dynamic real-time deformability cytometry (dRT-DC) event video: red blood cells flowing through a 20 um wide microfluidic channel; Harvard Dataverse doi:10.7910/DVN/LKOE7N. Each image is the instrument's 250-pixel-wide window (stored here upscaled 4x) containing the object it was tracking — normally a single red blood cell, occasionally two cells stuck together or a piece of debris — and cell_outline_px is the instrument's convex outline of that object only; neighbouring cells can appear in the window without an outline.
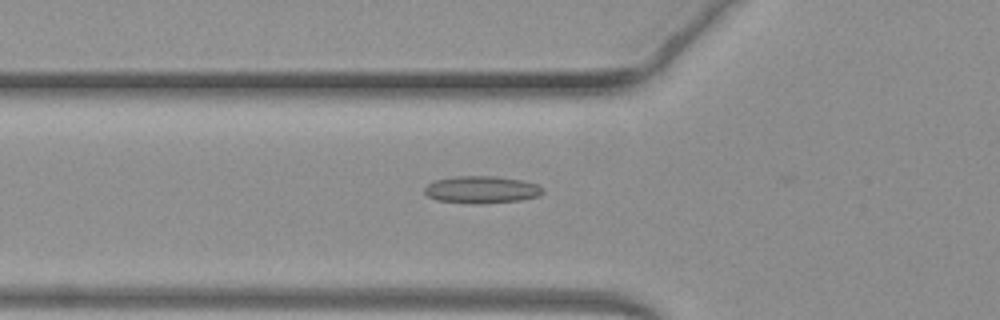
{"species": "common noctule bat (a hibernating species)", "species_latin": "Nyctalus noctula", "temperature_condition": "warm", "stored_images_in_passage": 41, "camera_frame_rate_fps": 3000, "um_per_image_px": 0.085, "animal": {"sex": "female", "body_mass_g": 19.3, "forearm_length_mm": 54.1}, "frame": {"image": 1, "passage_image": 9, "time_ms": 2.667, "image_size_px": [1000, 320], "cell_outline_px": [[544, 192], [540, 196], [520, 200], [480, 204], [476, 204], [436, 200], [428, 196], [424, 192], [424, 188], [428, 184], [436, 180], [456, 176], [496, 176], [524, 180], [536, 184], [544, 188]], "centroid_in_image_um": [40.97, 16.12], "position_along_channel_um": 84.8, "area_um2": 18.9}}
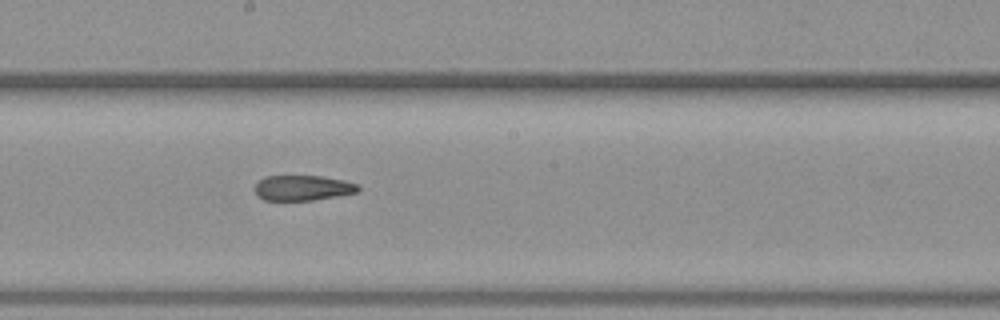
{"frame": {"image": 2, "passage_image": 19, "time_ms": 6.0, "image_size_px": [1000, 320], "cell_outline_px": [[360, 192], [312, 200], [264, 200], [256, 196], [256, 184], [264, 176], [320, 176], [344, 180], [356, 184], [360, 188]], "centroid_in_image_um": [25.74, 15.97], "position_along_channel_um": 222.5, "area_um2": 15.14}}
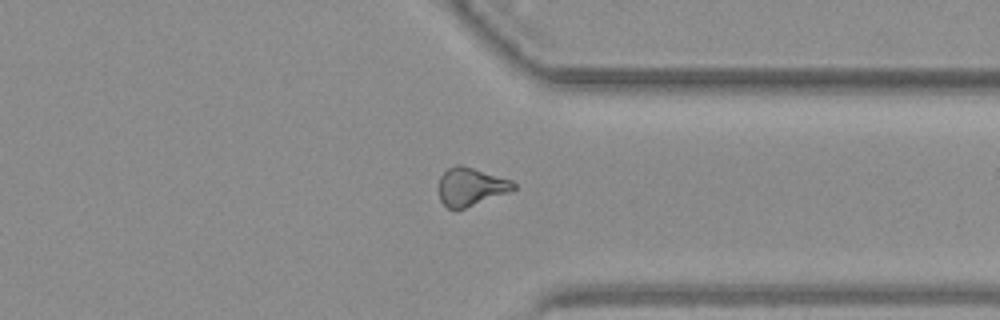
{"frame": {"image": 3, "passage_image": 30, "time_ms": 9.667, "image_size_px": [1000, 320], "cell_outline_px": [[516, 188], [508, 192], [464, 208], [448, 208], [440, 200], [440, 176], [448, 168], [456, 164], [460, 164], [512, 180], [516, 184]], "centroid_in_image_um": [40.02, 15.85], "position_along_channel_um": 371.4, "area_um2": 16.24}, "authors_computed_cell_mechanics": {"area_um2": 16.473, "velocity_mm_per_s": 4.1027, "shape_relaxation_time_tau1_ms": null, "shape_relaxation_time_tau2_ms": 8.7024, "deformation_change_tau1": null, "deformation_change_tau2": 0.2035}}